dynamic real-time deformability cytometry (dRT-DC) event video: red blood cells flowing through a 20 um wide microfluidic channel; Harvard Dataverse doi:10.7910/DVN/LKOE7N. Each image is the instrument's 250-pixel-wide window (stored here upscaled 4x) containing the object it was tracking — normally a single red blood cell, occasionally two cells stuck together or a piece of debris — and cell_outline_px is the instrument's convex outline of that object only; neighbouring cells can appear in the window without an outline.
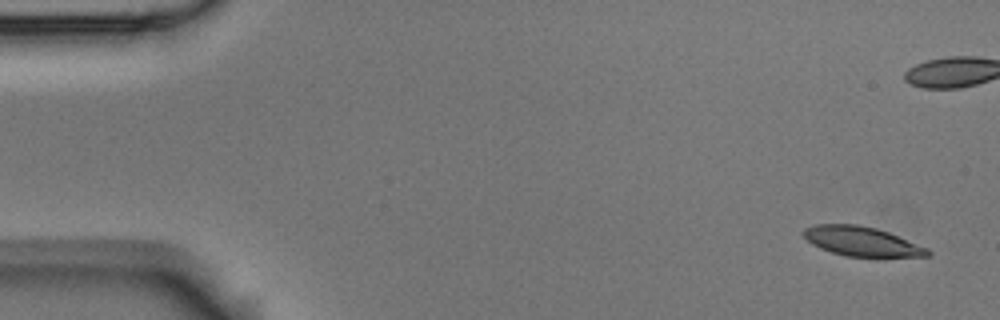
{"species": "Egyptian fruit bat (a non-hibernating species)", "species_latin": "Rousettus aegyptiacus", "temperature_condition": "room temperature", "stored_images_in_passage": 6, "camera_frame_rate_fps": 3000, "um_per_image_px": 0.085, "animal": {"sex": "male"}, "frame": {"image": 1, "passage_image": 1, "time_ms": 0.0, "image_size_px": [1000, 320], "cell_outline_px": [[932, 252], [928, 256], [844, 256], [820, 248], [812, 244], [804, 236], [804, 228], [812, 224], [856, 224], [876, 228], [888, 232], [928, 248]], "centroid_in_image_um": [73.22, 20.5], "position_along_channel_um": 11.8, "area_um2": 21.04}}